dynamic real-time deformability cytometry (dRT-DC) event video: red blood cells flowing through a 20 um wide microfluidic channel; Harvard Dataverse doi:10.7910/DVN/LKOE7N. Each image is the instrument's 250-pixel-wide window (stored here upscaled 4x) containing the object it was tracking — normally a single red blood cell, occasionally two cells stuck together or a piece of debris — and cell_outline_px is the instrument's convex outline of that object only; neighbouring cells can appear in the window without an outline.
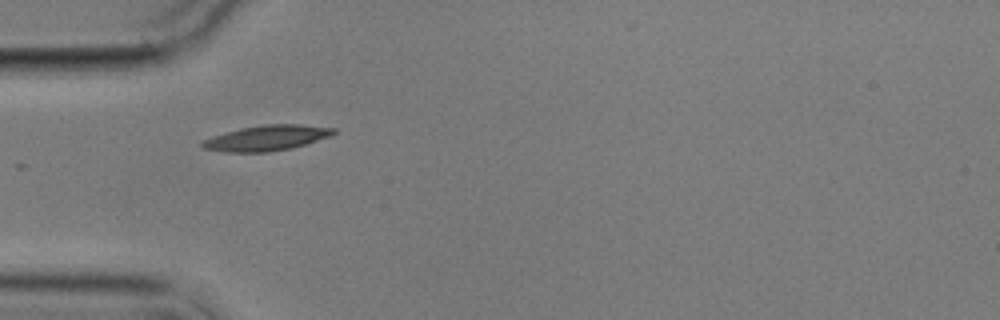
{"species": "common noctule bat (a hibernating species)", "species_latin": "Nyctalus noctula", "temperature_condition": "cold", "stored_images_in_passage": 1, "camera_frame_rate_fps": 3000, "um_per_image_px": 0.085, "animal": {"sex": "male", "body_mass_g": 17.9}, "frame": {"image": 1, "passage_image": 1, "time_ms": 0.0, "image_size_px": [1000, 320], "cell_outline_px": [[336, 132], [332, 136], [292, 148], [268, 152], [224, 152], [204, 148], [200, 144], [204, 140], [212, 136], [240, 128], [264, 124], [300, 124], [336, 128]], "centroid_in_image_um": [22.7, 11.72], "position_along_channel_um": 62.3, "area_um2": 19.48}}